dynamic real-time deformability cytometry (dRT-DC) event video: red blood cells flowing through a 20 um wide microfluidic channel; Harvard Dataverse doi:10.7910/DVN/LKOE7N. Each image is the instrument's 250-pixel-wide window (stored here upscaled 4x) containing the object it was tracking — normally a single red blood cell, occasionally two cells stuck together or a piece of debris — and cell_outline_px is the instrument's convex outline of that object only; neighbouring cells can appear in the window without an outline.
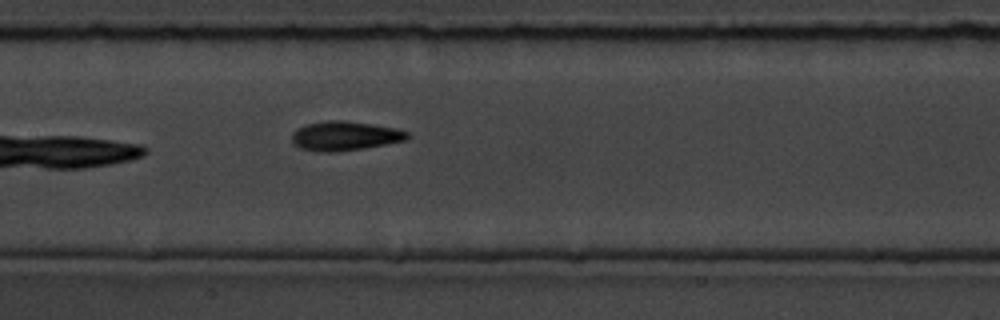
{"species": "common noctule bat (a hibernating species)", "species_latin": "Nyctalus noctula", "temperature_condition": "room temperature", "stored_images_in_passage": 8, "camera_frame_rate_fps": 3000, "um_per_image_px": 0.085, "animal": {"sex": "male", "body_mass_g": 19.5, "forearm_length_mm": 54.6}, "frame": {"image": 1, "passage_image": 8, "time_ms": 9.0, "image_size_px": [1000, 320], "cell_outline_px": [[408, 136], [404, 140], [364, 148], [336, 152], [320, 152], [300, 148], [292, 140], [292, 132], [296, 128], [304, 124], [328, 120], [344, 120], [372, 124], [396, 128], [408, 132]], "centroid_in_image_um": [29.26, 11.54], "position_along_channel_um": 178.1, "area_um2": 19.65}}